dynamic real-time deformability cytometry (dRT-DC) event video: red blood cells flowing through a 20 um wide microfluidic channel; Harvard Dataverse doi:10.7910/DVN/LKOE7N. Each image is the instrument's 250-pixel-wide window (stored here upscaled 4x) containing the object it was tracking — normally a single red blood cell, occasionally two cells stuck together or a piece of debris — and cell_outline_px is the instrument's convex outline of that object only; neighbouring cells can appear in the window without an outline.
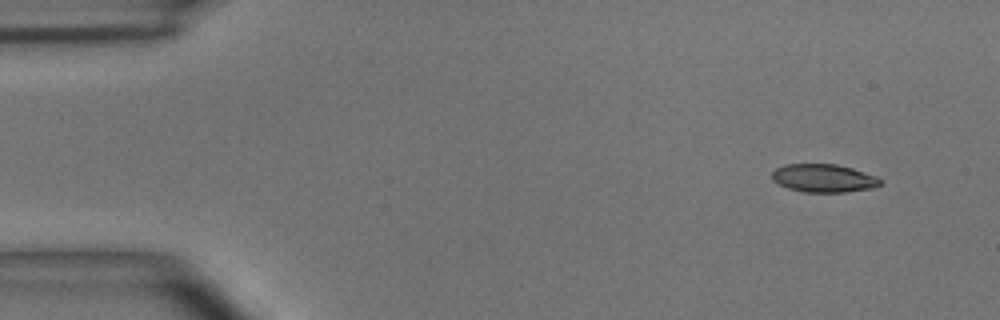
{"species": "common noctule bat (a hibernating species)", "species_latin": "Nyctalus noctula", "temperature_condition": "room temperature", "stored_images_in_passage": 44, "camera_frame_rate_fps": 3000, "um_per_image_px": 0.085, "animal": {"sex": "male", "body_mass_g": 15.6}, "frame": {"image": 1, "passage_image": 1, "time_ms": 0.0, "image_size_px": [1000, 320], "cell_outline_px": [[880, 184], [876, 188], [848, 192], [804, 192], [788, 188], [772, 180], [772, 172], [776, 168], [784, 164], [836, 164], [852, 168], [876, 176], [880, 180]], "centroid_in_image_um": [70.01, 15.15], "position_along_channel_um": 15.0, "area_um2": 17.8}}
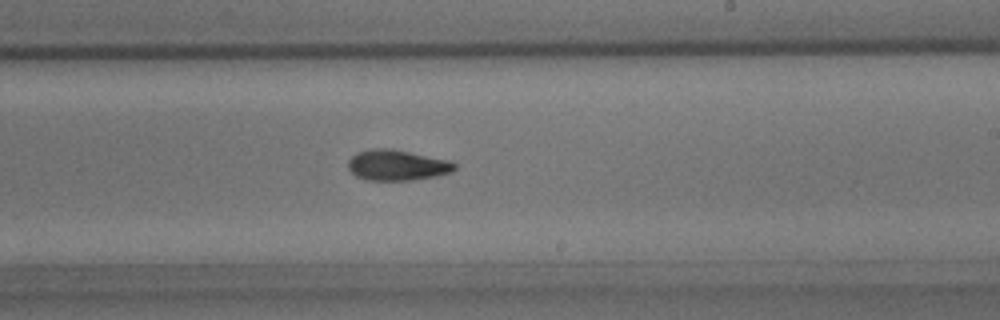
{"frame": {"image": 2, "passage_image": 26, "time_ms": 8.333, "image_size_px": [1000, 320], "cell_outline_px": [[456, 168], [452, 172], [436, 176], [412, 180], [368, 180], [356, 176], [348, 168], [348, 160], [356, 152], [372, 148], [392, 148], [452, 160], [456, 164]], "centroid_in_image_um": [33.78, 14.02], "position_along_channel_um": 255.2, "area_um2": 19.31}}
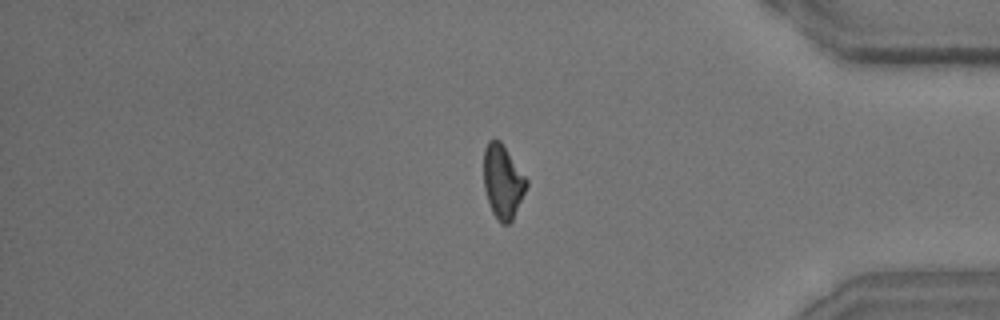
{"frame": {"image": 3, "passage_image": 38, "time_ms": 12.333, "image_size_px": [1000, 320], "cell_outline_px": [[528, 184], [512, 220], [508, 224], [500, 224], [492, 212], [484, 188], [484, 148], [488, 140], [500, 140], [528, 180]], "centroid_in_image_um": [42.73, 15.43], "position_along_channel_um": 392.5, "area_um2": 18.21}, "authors_computed_cell_mechanics": {"area_um2": 18.6116, "velocity_mm_per_s": 4.0657, "shape_relaxation_time_tau1_ms": 4.2981, "shape_relaxation_time_tau2_ms": 5.2593, "deformation_change_tau1": 0.1498, "deformation_change_tau2": 0.1384}}